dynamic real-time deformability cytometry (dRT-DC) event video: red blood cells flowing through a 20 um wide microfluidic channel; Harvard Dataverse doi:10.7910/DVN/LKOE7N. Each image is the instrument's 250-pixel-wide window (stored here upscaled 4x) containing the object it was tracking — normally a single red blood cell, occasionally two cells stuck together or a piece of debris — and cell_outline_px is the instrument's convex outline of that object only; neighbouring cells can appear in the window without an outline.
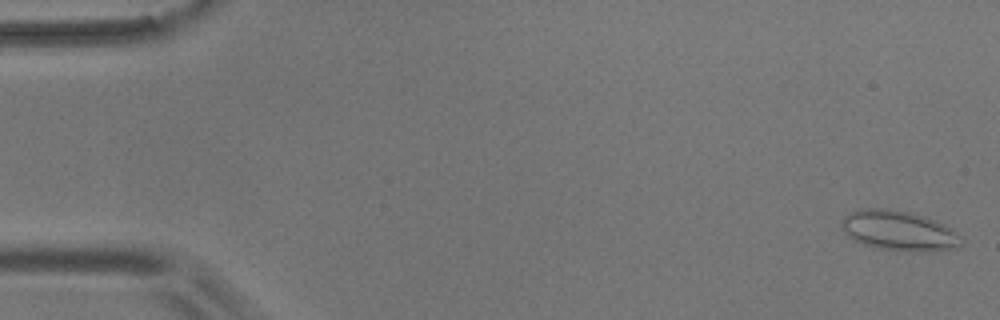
{"species": "common noctule bat (a hibernating species)", "species_latin": "Nyctalus noctula", "temperature_condition": "room temperature", "stored_images_in_passage": 17, "camera_frame_rate_fps": 3000, "um_per_image_px": 0.085, "animal": {"sex": "male", "body_mass_g": 17.9}, "frame": {"image": 1, "passage_image": 1, "time_ms": 0.0, "image_size_px": [1000, 320], "cell_outline_px": [[964, 240], [956, 248], [924, 252], [904, 252], [880, 248], [864, 244], [848, 236], [840, 228], [840, 220], [844, 216], [860, 208], [888, 208], [912, 212], [924, 216], [944, 224], [964, 236]], "centroid_in_image_um": [76.43, 19.61], "position_along_channel_um": 8.6, "area_um2": 28.38}}